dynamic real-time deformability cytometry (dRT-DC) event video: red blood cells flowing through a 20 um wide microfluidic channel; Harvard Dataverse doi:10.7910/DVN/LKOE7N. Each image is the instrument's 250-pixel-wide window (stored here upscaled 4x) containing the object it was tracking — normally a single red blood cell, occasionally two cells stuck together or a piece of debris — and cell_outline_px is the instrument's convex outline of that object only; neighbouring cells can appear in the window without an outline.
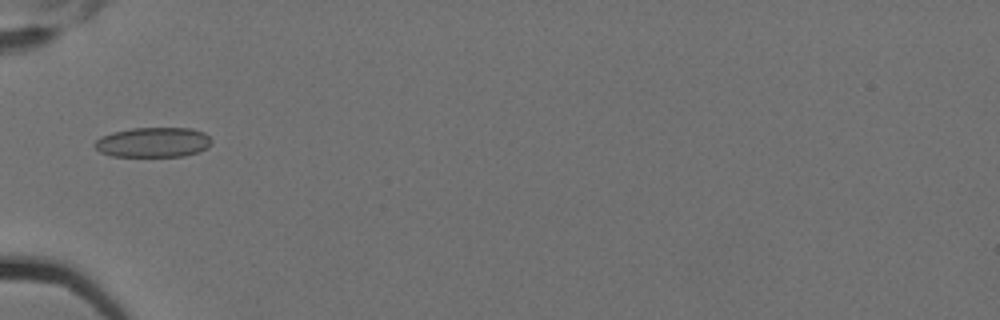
{"species": "Egyptian fruit bat (a non-hibernating species)", "species_latin": "Rousettus aegyptiacus", "temperature_condition": "cold", "stored_images_in_passage": 10, "camera_frame_rate_fps": 3000, "um_per_image_px": 0.085, "animal": {"sex": "female"}, "frame": {"image": 1, "passage_image": 7, "time_ms": 2.0, "image_size_px": [1000, 320], "cell_outline_px": [[212, 144], [208, 148], [200, 152], [184, 156], [112, 156], [100, 152], [92, 144], [100, 136], [112, 132], [132, 128], [192, 128], [204, 132], [212, 140]], "centroid_in_image_um": [13.04, 12.09], "position_along_channel_um": 72.0, "area_um2": 20.63}}
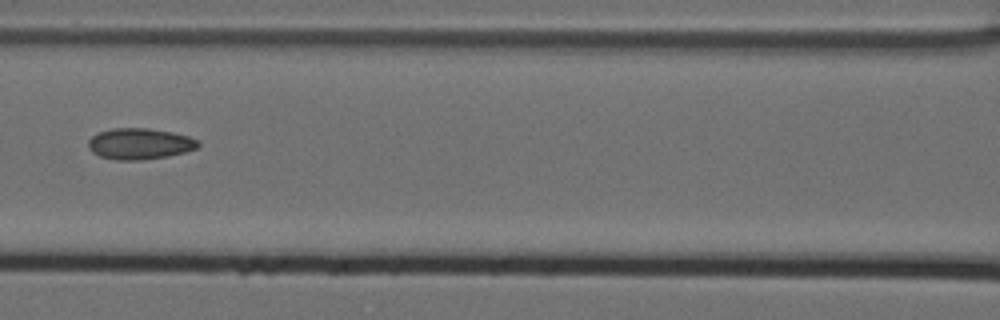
{"frame": {"image": 2, "passage_image": 9, "time_ms": 2.667, "image_size_px": [1000, 320], "cell_outline_px": [[200, 144], [196, 148], [184, 152], [168, 156], [140, 160], [116, 160], [100, 156], [92, 152], [88, 148], [88, 140], [92, 136], [100, 132], [112, 128], [148, 128], [172, 132], [188, 136], [200, 140]], "centroid_in_image_um": [11.87, 12.22], "position_along_channel_um": 154.7, "area_um2": 19.94}}
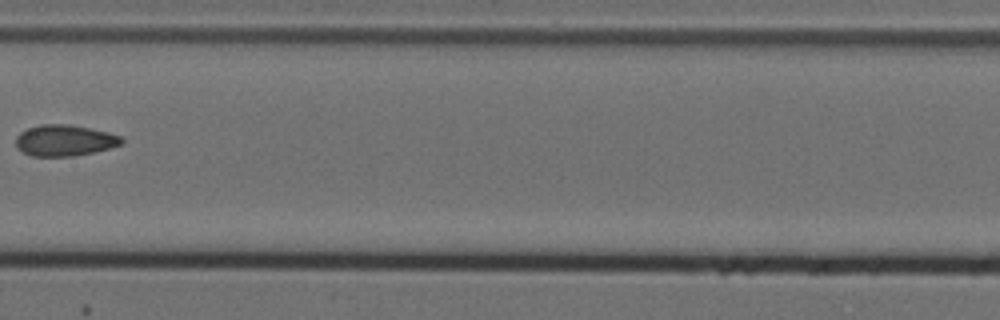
{"frame": {"image": 3, "passage_image": 10, "time_ms": 3.0, "image_size_px": [1000, 320], "cell_outline_px": [[124, 140], [120, 144], [108, 148], [92, 152], [72, 156], [32, 156], [16, 148], [16, 136], [20, 132], [28, 128], [40, 124], [68, 124], [108, 132], [120, 136]], "centroid_in_image_um": [5.44, 11.93], "position_along_channel_um": 202.0, "area_um2": 19.02}}